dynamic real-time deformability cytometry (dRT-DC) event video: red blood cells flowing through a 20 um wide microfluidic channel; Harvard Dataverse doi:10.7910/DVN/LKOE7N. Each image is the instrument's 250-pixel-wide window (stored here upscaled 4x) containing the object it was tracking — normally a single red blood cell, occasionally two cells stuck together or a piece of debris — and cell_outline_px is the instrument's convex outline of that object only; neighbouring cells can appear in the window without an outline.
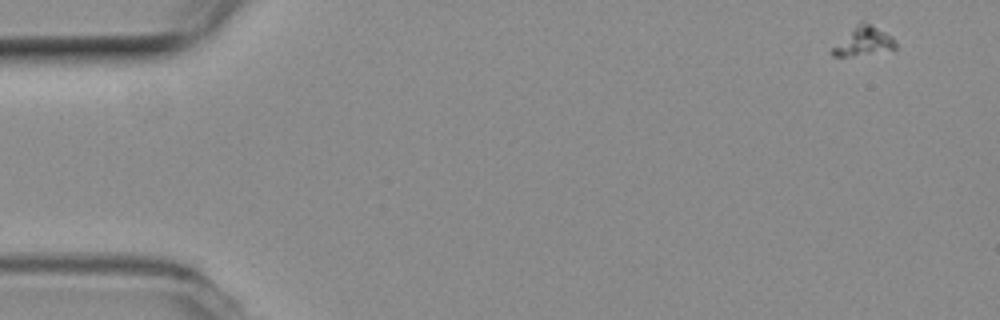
{"species": "common noctule bat (a hibernating species)", "species_latin": "Nyctalus noctula", "temperature_condition": "room temperature", "stored_images_in_passage": 53, "camera_frame_rate_fps": 3000, "um_per_image_px": 0.085, "animal": {"sex": "female", "body_mass_g": 19.3, "forearm_length_mm": 54.1}, "frame": {"image": 1, "passage_image": 1, "time_ms": 0.0, "image_size_px": [1000, 320], "cell_outline_px": [[896, 48], [852, 56], [832, 56], [828, 52], [860, 20], [864, 20], [892, 36], [896, 40]], "centroid_in_image_um": [73.38, 3.49], "position_along_channel_um": 11.6, "area_um2": 10.52}}
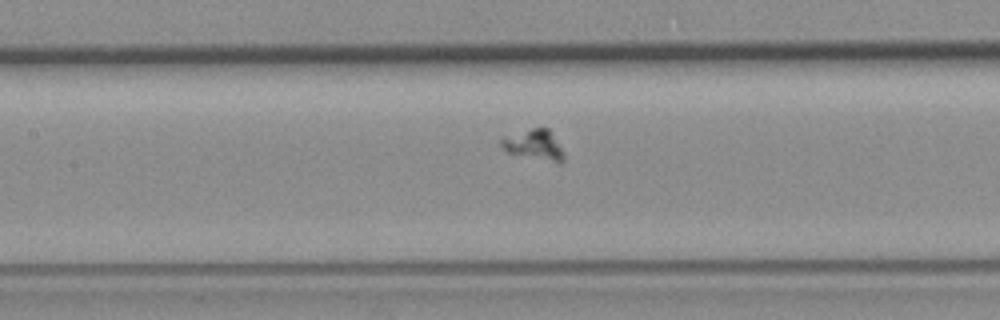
{"frame": {"image": 2, "passage_image": 23, "time_ms": 7.333, "image_size_px": [1000, 320], "cell_outline_px": [[564, 160], [560, 164], [508, 152], [500, 144], [500, 140], [504, 136], [532, 128], [548, 128], [560, 148], [564, 156]], "centroid_in_image_um": [45.39, 12.32], "position_along_channel_um": 162.0, "area_um2": 10.75}}
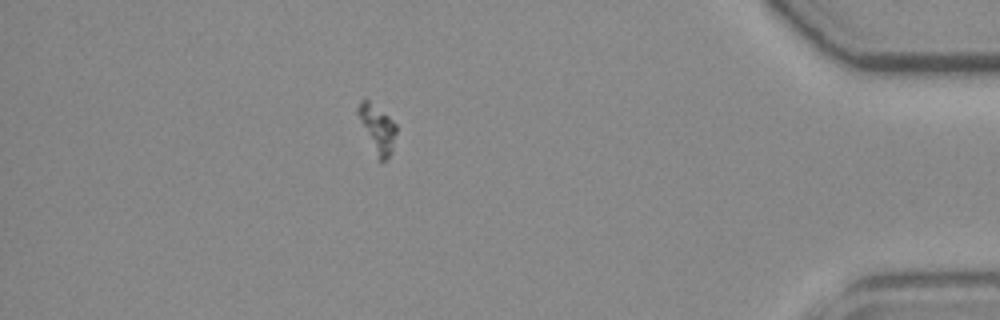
{"frame": {"image": 3, "passage_image": 46, "time_ms": 15.0, "image_size_px": [1000, 320], "cell_outline_px": [[396, 132], [392, 148], [388, 156], [384, 160], [376, 160], [356, 112], [356, 108], [360, 100], [368, 100], [388, 116], [396, 124]], "centroid_in_image_um": [32.03, 10.95], "position_along_channel_um": 403.2, "area_um2": 10.58}}